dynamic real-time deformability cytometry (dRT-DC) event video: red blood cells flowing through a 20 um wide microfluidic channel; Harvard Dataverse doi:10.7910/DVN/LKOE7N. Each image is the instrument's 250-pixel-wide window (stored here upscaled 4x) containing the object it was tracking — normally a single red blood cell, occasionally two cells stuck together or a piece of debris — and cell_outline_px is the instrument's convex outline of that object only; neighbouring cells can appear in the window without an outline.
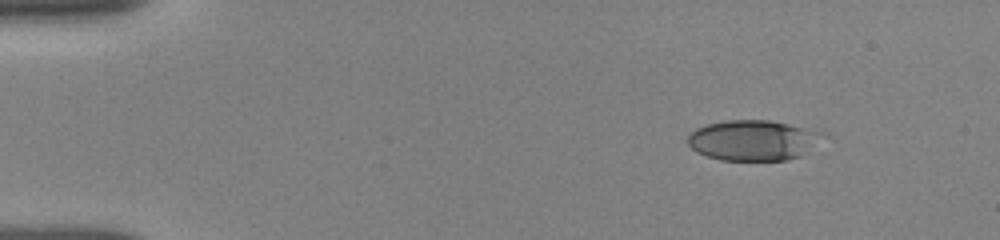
{"species": "human", "species_latin": "Homo sapiens", "temperature_condition": "room temperature", "stored_images_in_passage": 22, "camera_frame_rate_fps": 3000, "um_per_image_px": 0.085, "donor": {"sex": "female"}, "frame": {"image": 1, "passage_image": 1, "time_ms": 0.0, "image_size_px": [1000, 240], "cell_outline_px": [[820, 132], [800, 156], [784, 160], [720, 160], [696, 152], [688, 144], [688, 132], [696, 128], [708, 124], [728, 120], [768, 120], [788, 124]], "centroid_in_image_um": [63.82, 11.92], "position_along_channel_um": 21.2, "area_um2": 30.69}}
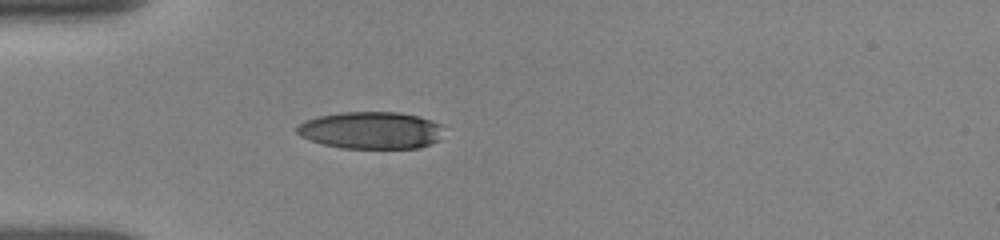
{"frame": {"image": 2, "passage_image": 20, "time_ms": 3.0, "image_size_px": [1000, 240], "cell_outline_px": [[440, 140], [432, 144], [420, 148], [340, 148], [324, 144], [300, 136], [296, 132], [296, 128], [304, 120], [320, 116], [340, 112], [400, 112], [432, 120], [440, 124]], "centroid_in_image_um": [31.53, 11.08], "position_along_channel_um": 53.5, "area_um2": 31.73}}